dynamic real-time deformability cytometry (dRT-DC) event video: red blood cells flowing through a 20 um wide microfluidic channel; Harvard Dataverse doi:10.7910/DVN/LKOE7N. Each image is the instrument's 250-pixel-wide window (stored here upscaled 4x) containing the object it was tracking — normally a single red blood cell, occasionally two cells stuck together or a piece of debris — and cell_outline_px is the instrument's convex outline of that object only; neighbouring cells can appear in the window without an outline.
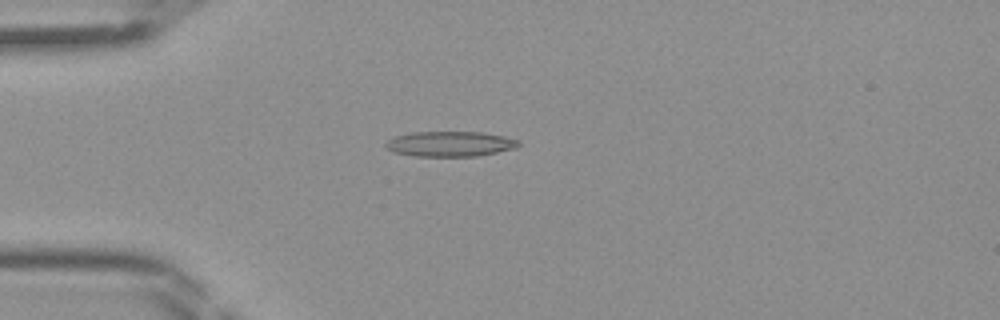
{"species": "Egyptian fruit bat (a non-hibernating species)", "species_latin": "Rousettus aegyptiacus", "temperature_condition": "room temperature", "stored_images_in_passage": 34, "camera_frame_rate_fps": 3000, "um_per_image_px": 0.085, "frame": {"image": 1, "passage_image": 1, "time_ms": 0.0, "image_size_px": [1000, 320], "cell_outline_px": [[520, 144], [516, 148], [476, 156], [416, 156], [392, 152], [384, 144], [392, 136], [412, 132], [484, 132], [504, 136], [520, 140]], "centroid_in_image_um": [38.25, 12.22], "position_along_channel_um": 46.8, "area_um2": 19.59}}
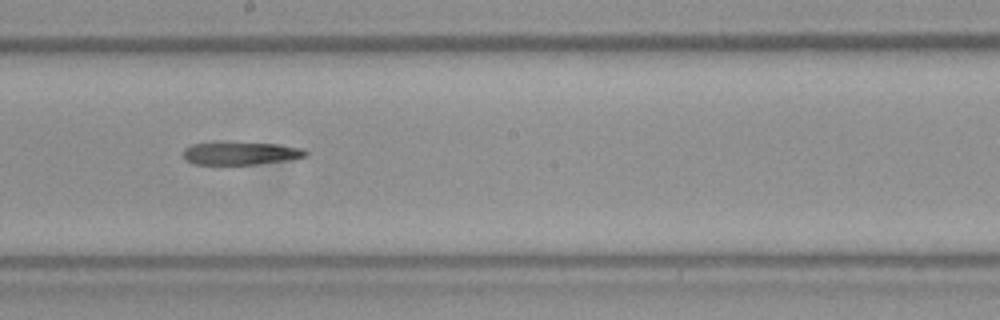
{"frame": {"image": 2, "passage_image": 14, "time_ms": 4.333, "image_size_px": [1000, 320], "cell_outline_px": [[308, 156], [292, 160], [256, 164], [192, 164], [184, 160], [184, 148], [192, 144], [280, 144], [304, 148], [308, 152]], "centroid_in_image_um": [20.54, 13.06], "position_along_channel_um": 227.7, "area_um2": 15.95}}
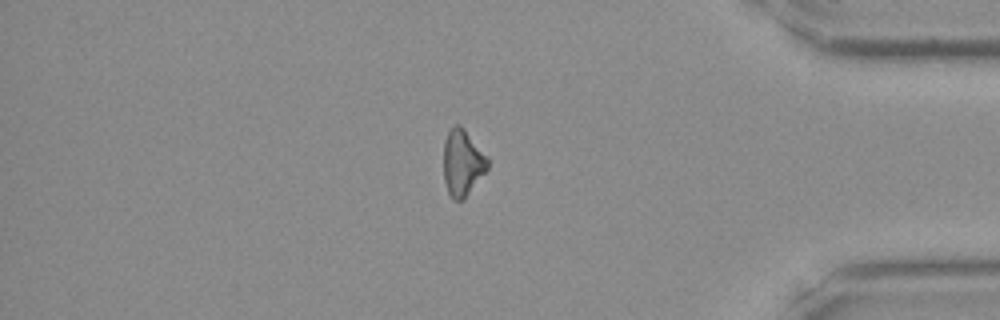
{"frame": {"image": 3, "passage_image": 27, "time_ms": 8.667, "image_size_px": [1000, 320], "cell_outline_px": [[488, 168], [468, 192], [460, 200], [452, 200], [448, 192], [444, 180], [444, 140], [448, 132], [456, 124], [460, 124], [464, 128], [488, 156]], "centroid_in_image_um": [39.3, 13.79], "position_along_channel_um": 395.9, "area_um2": 16.76}}